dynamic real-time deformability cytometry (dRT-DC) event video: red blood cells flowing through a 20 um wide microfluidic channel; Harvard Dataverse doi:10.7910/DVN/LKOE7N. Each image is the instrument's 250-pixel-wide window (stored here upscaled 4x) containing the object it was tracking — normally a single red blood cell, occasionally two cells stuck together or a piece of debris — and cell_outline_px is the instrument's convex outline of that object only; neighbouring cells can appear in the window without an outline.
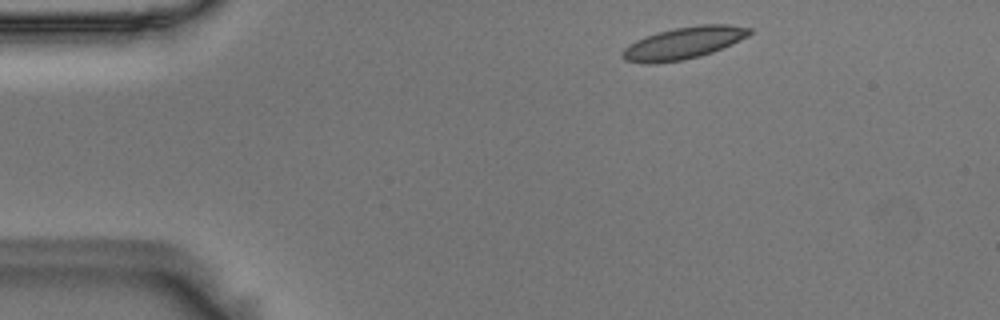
{"species": "Egyptian fruit bat (a non-hibernating species)", "species_latin": "Rousettus aegyptiacus", "temperature_condition": "room temperature", "stored_images_in_passage": 48, "camera_frame_rate_fps": 3000, "um_per_image_px": 0.085, "animal": {"sex": "male"}, "frame": {"image": 1, "passage_image": 1, "time_ms": 0.0, "image_size_px": [1000, 320], "cell_outline_px": [[752, 32], [748, 36], [732, 44], [712, 52], [700, 56], [680, 60], [656, 64], [644, 64], [624, 60], [620, 56], [620, 52], [628, 44], [644, 36], [676, 28], [700, 24], [728, 24], [752, 28]], "centroid_in_image_um": [58.07, 3.66], "position_along_channel_um": 26.9, "area_um2": 23.87}}
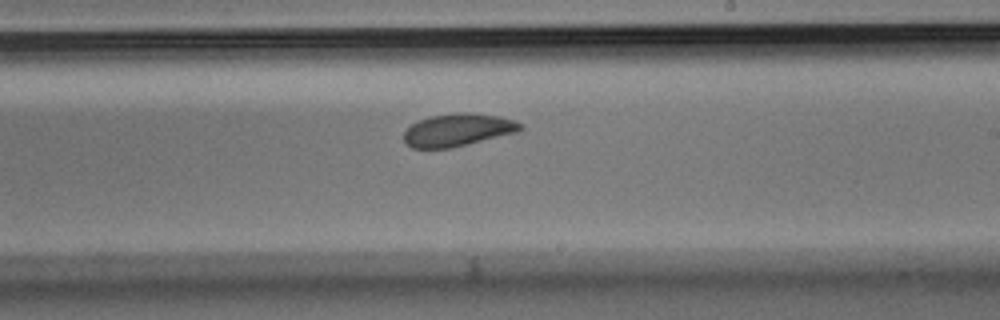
{"frame": {"image": 2, "passage_image": 25, "time_ms": 8.0, "image_size_px": [1000, 320], "cell_outline_px": [[524, 128], [516, 132], [452, 148], [412, 148], [404, 140], [404, 132], [412, 124], [420, 120], [432, 116], [460, 112], [464, 112], [500, 116], [516, 120], [524, 124]], "centroid_in_image_um": [38.96, 11.04], "position_along_channel_um": 250.0, "area_um2": 22.02}}
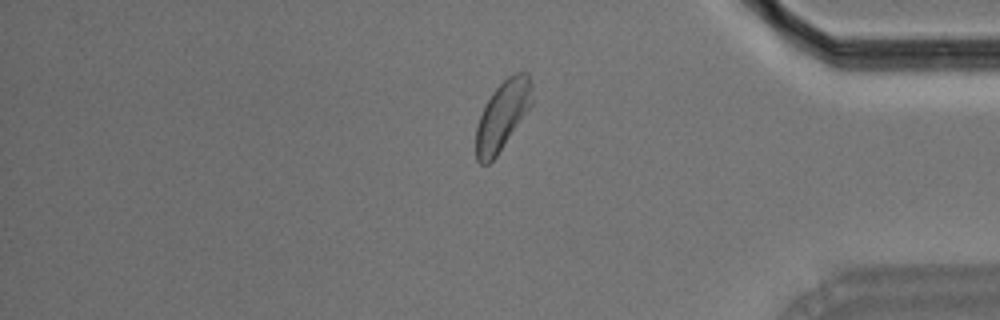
{"frame": {"image": 3, "passage_image": 39, "time_ms": 12.667, "image_size_px": [1000, 320], "cell_outline_px": [[532, 104], [496, 156], [488, 164], [480, 164], [476, 160], [476, 128], [480, 116], [492, 92], [508, 76], [516, 72], [528, 72], [532, 84]], "centroid_in_image_um": [42.71, 9.79], "position_along_channel_um": 392.5, "area_um2": 22.2}, "authors_computed_cell_mechanics": {"area_um2": 22.831, "velocity_mm_per_s": 3.5742, "shape_relaxation_time_tau1_ms": 4.4403, "shape_relaxation_time_tau2_ms": 3.0475, "deformation_change_tau1": 0.1026, "deformation_change_tau2": 0.0714}}